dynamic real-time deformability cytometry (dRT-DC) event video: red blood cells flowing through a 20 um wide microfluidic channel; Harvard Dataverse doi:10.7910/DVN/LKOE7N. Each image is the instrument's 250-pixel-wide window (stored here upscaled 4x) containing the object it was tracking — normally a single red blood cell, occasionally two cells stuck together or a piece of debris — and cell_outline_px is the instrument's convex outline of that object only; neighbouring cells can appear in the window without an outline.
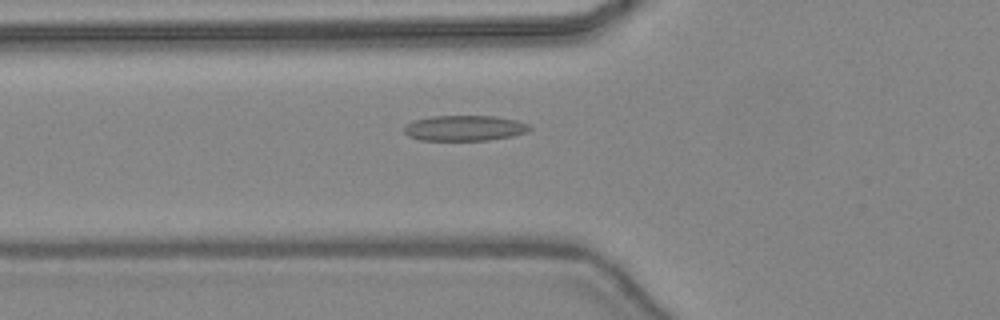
{"species": "common noctule bat (a hibernating species)", "species_latin": "Nyctalus noctula", "temperature_condition": "warm", "stored_images_in_passage": 47, "camera_frame_rate_fps": 3000, "um_per_image_px": 0.085, "animal": {"sex": "female", "body_mass_g": 24.6, "forearm_length_mm": 56.2}, "frame": {"image": 1, "passage_image": 18, "time_ms": 5.667, "image_size_px": [1000, 320], "cell_outline_px": [[532, 128], [524, 132], [512, 136], [488, 140], [420, 140], [408, 136], [404, 132], [404, 124], [412, 120], [432, 116], [496, 116], [516, 120], [528, 124]], "centroid_in_image_um": [39.43, 10.88], "position_along_channel_um": 86.4, "area_um2": 18.67}}
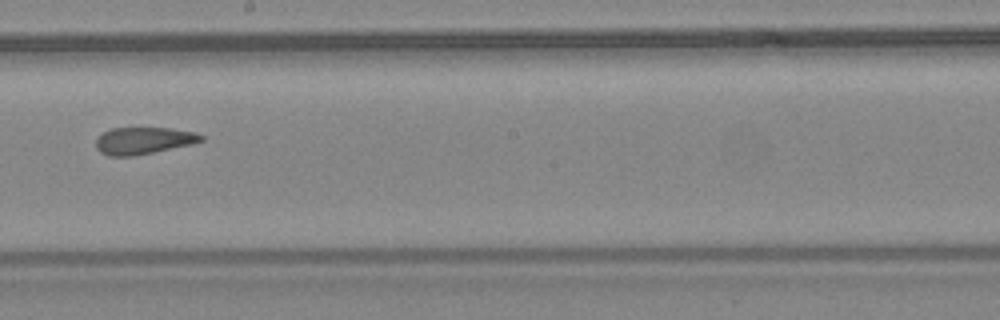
{"frame": {"image": 2, "passage_image": 28, "time_ms": 9.0, "image_size_px": [1000, 320], "cell_outline_px": [[204, 140], [192, 144], [136, 156], [108, 156], [100, 152], [96, 148], [96, 140], [104, 132], [112, 128], [168, 128], [196, 132], [204, 136]], "centroid_in_image_um": [12.21, 11.96], "position_along_channel_um": 236.0, "area_um2": 16.59}}
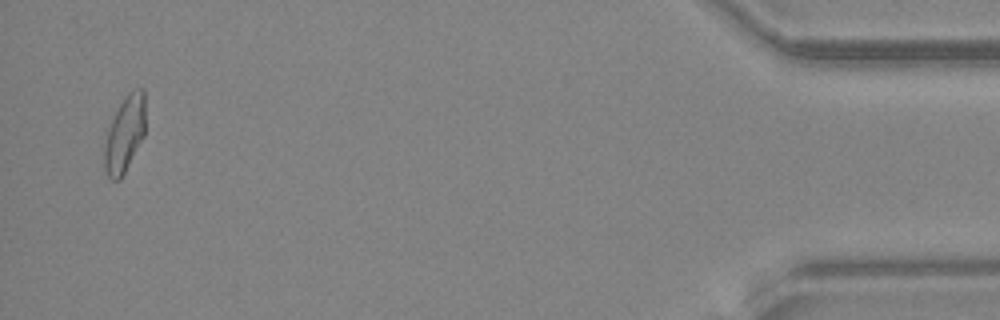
{"frame": {"image": 3, "passage_image": 46, "time_ms": 15.0, "image_size_px": [1000, 320], "cell_outline_px": [[144, 136], [120, 180], [112, 180], [108, 176], [104, 168], [104, 144], [108, 128], [124, 96], [128, 92], [140, 88], [144, 88]], "centroid_in_image_um": [10.59, 11.4], "position_along_channel_um": 424.6, "area_um2": 17.98}, "authors_computed_cell_mechanics": {"area_um2": 17.8602, "velocity_mm_per_s": 4.4624, "shape_relaxation_time_tau1_ms": null, "shape_relaxation_time_tau2_ms": 1.9202, "deformation_change_tau1": null, "deformation_change_tau2": 0.0993}}